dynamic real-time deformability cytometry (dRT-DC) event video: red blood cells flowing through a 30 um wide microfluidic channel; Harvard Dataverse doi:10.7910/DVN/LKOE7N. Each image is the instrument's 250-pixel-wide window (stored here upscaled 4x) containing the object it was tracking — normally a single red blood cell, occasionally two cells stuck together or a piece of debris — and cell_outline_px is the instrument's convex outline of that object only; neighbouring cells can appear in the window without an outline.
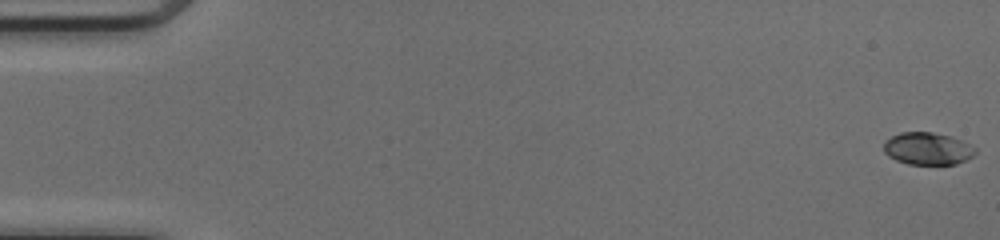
{"species": "common noctule bat (a hibernating species)", "species_latin": "Nyctalus noctula", "temperature_condition": "cold", "stored_images_in_passage": 51, "camera_frame_rate_fps": 3000, "um_per_image_px": 0.085, "animal": {"sex": "female", "body_mass_g": 17.0, "forearm_length_mm": 48.0}, "frame": {"image": 1, "passage_image": 1, "time_ms": 0.0, "image_size_px": [1000, 240], "cell_outline_px": [[976, 152], [972, 156], [956, 164], [908, 164], [896, 160], [888, 156], [884, 152], [884, 144], [892, 136], [900, 132], [932, 132], [952, 136], [976, 148]], "centroid_in_image_um": [78.84, 12.63], "position_along_channel_um": 6.2, "area_um2": 17.11}}
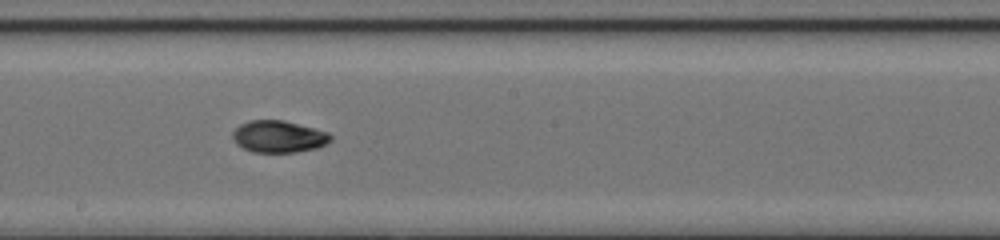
{"frame": {"image": 2, "passage_image": 29, "time_ms": 9.333, "image_size_px": [1000, 240], "cell_outline_px": [[332, 140], [328, 144], [316, 148], [296, 152], [252, 152], [236, 144], [232, 136], [232, 132], [240, 124], [248, 120], [284, 120], [328, 132], [332, 136]], "centroid_in_image_um": [23.69, 11.61], "position_along_channel_um": 224.5, "area_um2": 18.32}}
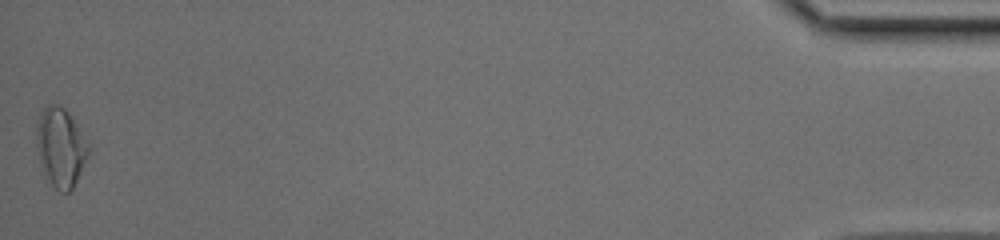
{"frame": {"image": 3, "passage_image": 51, "time_ms": 16.667, "image_size_px": [1000, 240], "cell_outline_px": [[92, 148], [72, 188], [68, 192], [60, 192], [44, 176], [40, 164], [36, 144], [36, 128], [40, 112], [48, 104], [56, 104], [64, 108], [68, 112]], "centroid_in_image_um": [5.14, 12.51], "position_along_channel_um": 430.1, "area_um2": 23.93}, "authors_computed_cell_mechanics": {"area_um2": 18.0914, "velocity_mm_per_s": 4.1384, "shape_relaxation_time_tau1_ms": 3.8413, "shape_relaxation_time_tau2_ms": 3.6094, "deformation_change_tau1": 0.1705, "deformation_change_tau2": 0.0795}}